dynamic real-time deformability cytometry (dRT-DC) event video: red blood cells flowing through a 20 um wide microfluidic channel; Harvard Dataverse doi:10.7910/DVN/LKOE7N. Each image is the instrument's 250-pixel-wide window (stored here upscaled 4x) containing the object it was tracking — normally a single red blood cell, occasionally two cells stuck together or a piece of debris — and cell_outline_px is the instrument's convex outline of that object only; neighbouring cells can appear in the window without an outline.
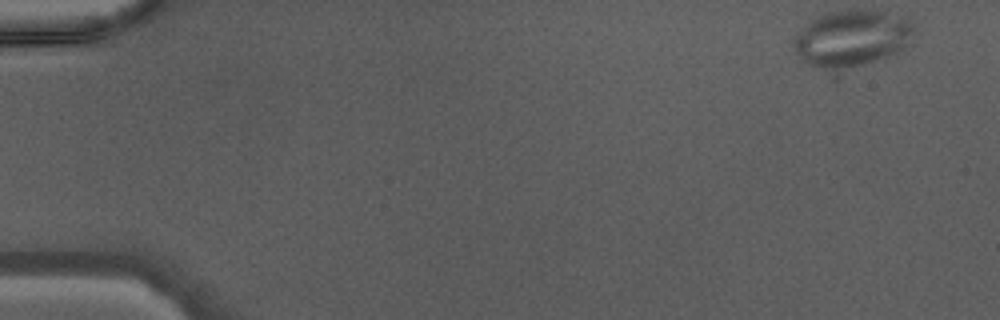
{"species": "Egyptian fruit bat (a non-hibernating species)", "species_latin": "Rousettus aegyptiacus", "temperature_condition": "warm", "stored_images_in_passage": 44, "camera_frame_rate_fps": 3000, "um_per_image_px": 0.085, "animal": {"sex": "male"}, "frame": {"image": 1, "passage_image": 1, "time_ms": 0.0, "image_size_px": [1000, 320], "cell_outline_px": [[912, 32], [908, 44], [904, 48], [896, 52], [864, 64], [828, 68], [824, 68], [808, 64], [800, 60], [792, 48], [792, 40], [812, 20], [820, 16], [832, 12], [880, 12], [908, 20], [912, 24]], "centroid_in_image_um": [72.33, 3.28], "position_along_channel_um": 12.7, "area_um2": 37.57}}
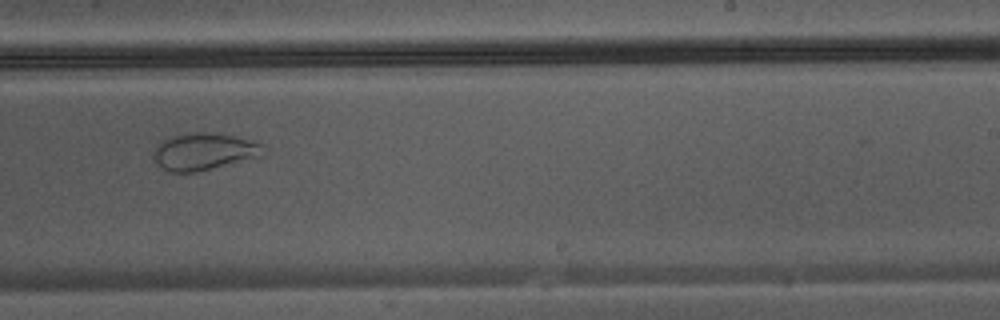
{"frame": {"image": 2, "passage_image": 28, "time_ms": 9.0, "image_size_px": [1000, 320], "cell_outline_px": [[268, 152], [264, 156], [196, 172], [168, 172], [156, 164], [152, 160], [152, 152], [168, 136], [192, 132], [208, 132], [236, 136], [260, 144]], "centroid_in_image_um": [17.33, 12.89], "position_along_channel_um": 271.7, "area_um2": 23.99}}
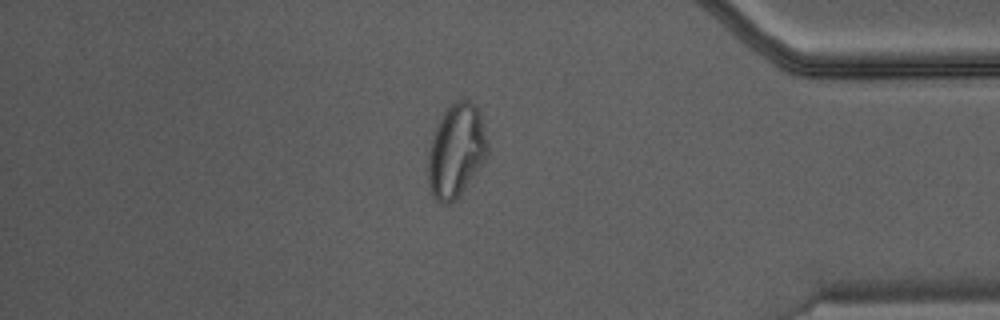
{"frame": {"image": 3, "passage_image": 38, "time_ms": 12.333, "image_size_px": [1000, 320], "cell_outline_px": [[488, 152], [484, 160], [460, 196], [456, 200], [448, 204], [440, 204], [436, 200], [428, 184], [428, 152], [436, 128], [444, 112], [460, 96], [476, 104], [480, 112], [488, 144]], "centroid_in_image_um": [38.78, 12.81], "position_along_channel_um": 396.4, "area_um2": 32.37}}